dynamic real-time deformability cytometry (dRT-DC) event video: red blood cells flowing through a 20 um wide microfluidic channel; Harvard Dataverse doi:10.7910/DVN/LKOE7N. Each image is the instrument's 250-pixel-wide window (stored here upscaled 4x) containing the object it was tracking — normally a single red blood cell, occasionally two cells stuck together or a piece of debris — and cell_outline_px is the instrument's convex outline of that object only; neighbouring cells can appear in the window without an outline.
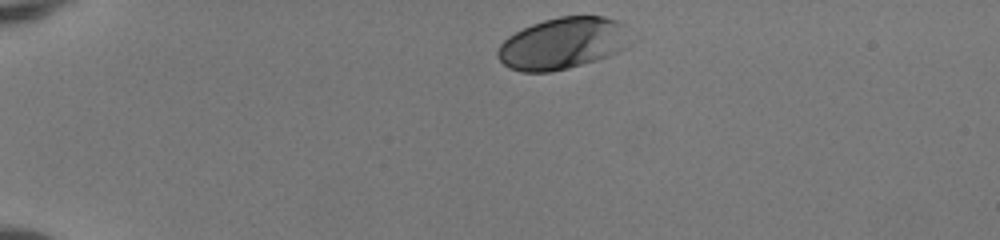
{"species": "human", "species_latin": "Homo sapiens", "temperature_condition": "room temperature", "stored_images_in_passage": 36, "camera_frame_rate_fps": 3000, "um_per_image_px": 0.085, "donor": {"sex": "female"}, "frame": {"image": 1, "passage_image": 1, "time_ms": 0.0, "image_size_px": [1000, 240], "cell_outline_px": [[632, 44], [628, 48], [608, 56], [596, 60], [568, 68], [552, 72], [520, 72], [508, 68], [496, 56], [496, 52], [500, 44], [508, 36], [532, 24], [544, 20], [560, 16], [604, 16], [616, 20], [624, 24]], "centroid_in_image_um": [47.84, 3.69], "position_along_channel_um": 37.2, "area_um2": 40.23}}
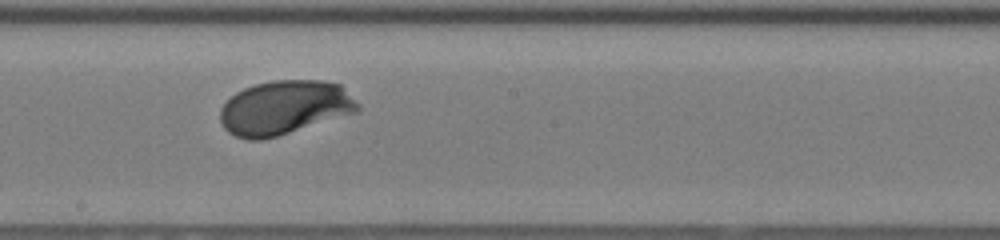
{"frame": {"image": 2, "passage_image": 20, "time_ms": 6.333, "image_size_px": [1000, 240], "cell_outline_px": [[360, 112], [276, 136], [260, 140], [248, 140], [236, 136], [228, 132], [224, 128], [220, 120], [220, 108], [236, 92], [244, 88], [256, 84], [272, 80], [320, 80], [340, 84], [360, 104]], "centroid_in_image_um": [24.21, 9.15], "position_along_channel_um": 224.0, "area_um2": 43.52}}
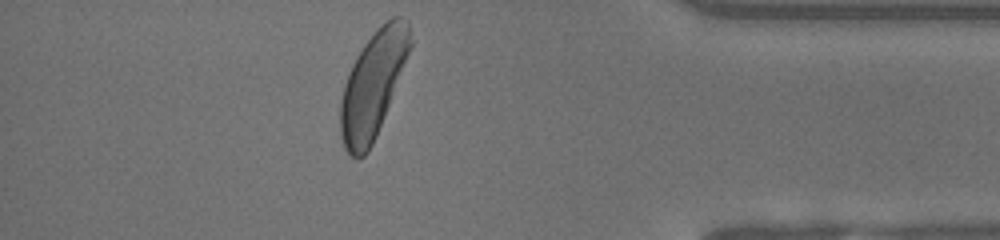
{"frame": {"image": 3, "passage_image": 35, "time_ms": 11.333, "image_size_px": [1000, 240], "cell_outline_px": [[412, 44], [376, 136], [368, 152], [364, 156], [352, 156], [344, 148], [340, 136], [340, 100], [344, 84], [348, 72], [356, 56], [364, 44], [392, 16], [400, 16], [408, 20]], "centroid_in_image_um": [31.67, 7.2], "position_along_channel_um": 403.5, "area_um2": 42.14}, "authors_computed_cell_mechanics": {"area_um2": 41.6449, "velocity_mm_per_s": 4.0626, "shape_relaxation_time_tau1_ms": 1.5913, "shape_relaxation_time_tau2_ms": null, "deformation_change_tau1": 0.1437, "deformation_change_tau2": null}}